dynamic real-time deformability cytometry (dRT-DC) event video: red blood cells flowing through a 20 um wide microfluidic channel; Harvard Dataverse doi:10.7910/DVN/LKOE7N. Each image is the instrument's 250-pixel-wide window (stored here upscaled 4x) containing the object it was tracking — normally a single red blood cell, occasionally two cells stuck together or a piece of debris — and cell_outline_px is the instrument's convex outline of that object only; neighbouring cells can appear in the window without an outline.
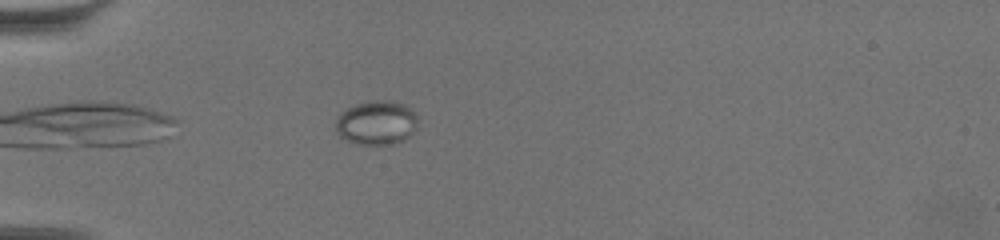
{"species": "common noctule bat (a hibernating species)", "species_latin": "Nyctalus noctula", "temperature_condition": "warm", "stored_images_in_passage": 30, "camera_frame_rate_fps": 3000, "um_per_image_px": 0.085, "animal": {"sex": "female", "body_mass_g": 19.5, "forearm_length_mm": 54.1}, "frame": {"image": 1, "passage_image": 5, "time_ms": 1.333, "image_size_px": [1000, 240], "cell_outline_px": [[416, 128], [408, 136], [392, 144], [360, 144], [348, 140], [340, 136], [336, 132], [336, 120], [348, 108], [356, 104], [372, 100], [388, 100], [404, 104], [416, 116]], "centroid_in_image_um": [31.99, 10.42], "position_along_channel_um": 53.0, "area_um2": 20.58}}